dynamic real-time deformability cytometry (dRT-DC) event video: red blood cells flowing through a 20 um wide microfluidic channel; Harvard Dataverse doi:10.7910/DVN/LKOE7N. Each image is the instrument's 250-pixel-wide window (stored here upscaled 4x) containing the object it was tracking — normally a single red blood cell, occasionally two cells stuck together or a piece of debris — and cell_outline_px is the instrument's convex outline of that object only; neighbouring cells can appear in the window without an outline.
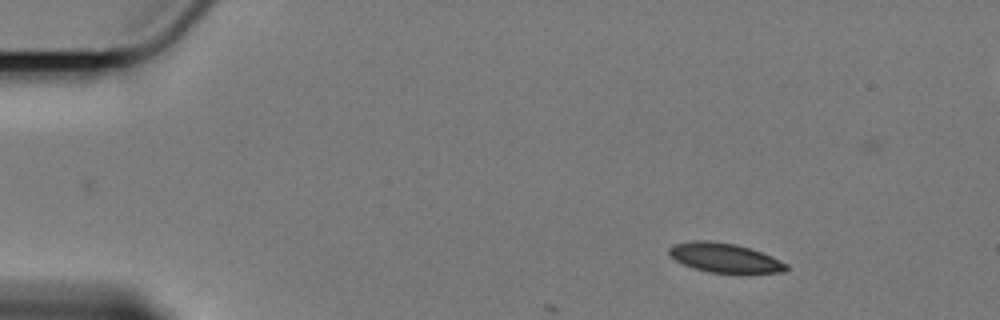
{"species": "Egyptian fruit bat (a non-hibernating species)", "species_latin": "Rousettus aegyptiacus", "temperature_condition": "cold", "stored_images_in_passage": 3, "camera_frame_rate_fps": 3000, "um_per_image_px": 0.085, "animal": {"sex": "female"}, "frame": {"image": 1, "passage_image": 1, "time_ms": 0.0, "image_size_px": [1000, 320], "cell_outline_px": [[788, 268], [784, 272], [748, 276], [740, 276], [708, 272], [684, 264], [676, 260], [668, 252], [668, 248], [672, 244], [692, 240], [708, 240], [736, 244], [760, 252], [788, 264]], "centroid_in_image_um": [61.65, 21.97], "position_along_channel_um": 23.3, "area_um2": 20.81}}